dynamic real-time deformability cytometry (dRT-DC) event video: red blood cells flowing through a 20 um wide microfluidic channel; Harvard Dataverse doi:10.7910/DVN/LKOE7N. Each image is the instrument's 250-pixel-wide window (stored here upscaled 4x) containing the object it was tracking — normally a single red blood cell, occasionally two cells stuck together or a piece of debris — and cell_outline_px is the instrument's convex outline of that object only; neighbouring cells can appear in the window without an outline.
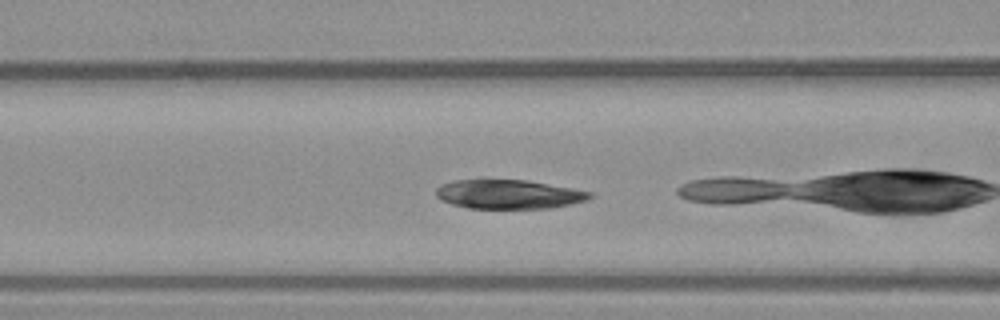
{"species": "common noctule bat (a hibernating species)", "species_latin": "Nyctalus noctula", "temperature_condition": "warm", "stored_images_in_passage": 52, "camera_frame_rate_fps": 3000, "um_per_image_px": 0.085, "animal": {"sex": "male", "body_mass_g": 23.1, "forearm_length_mm": 52.7}, "frame": {"image": 1, "passage_image": 18, "time_ms": 5.667, "image_size_px": [1000, 320], "cell_outline_px": [[592, 196], [588, 200], [572, 204], [552, 208], [468, 208], [452, 204], [440, 200], [436, 196], [436, 188], [440, 184], [452, 180], [524, 180], [572, 188], [592, 192]], "centroid_in_image_um": [43.22, 16.52], "position_along_channel_um": 123.4, "area_um2": 26.07}}
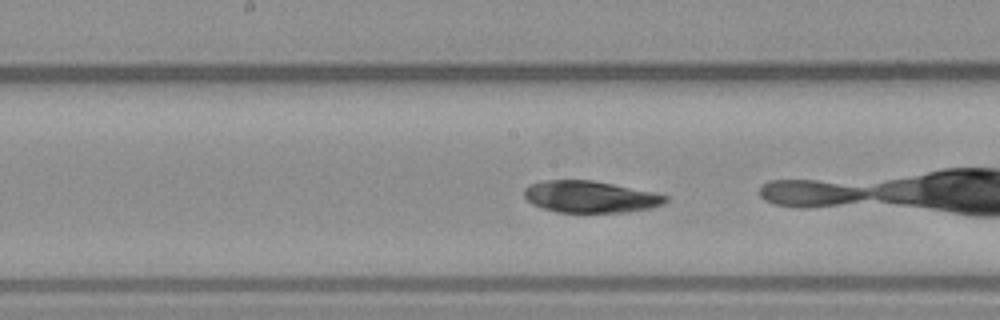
{"frame": {"image": 2, "passage_image": 24, "time_ms": 7.667, "image_size_px": [1000, 320], "cell_outline_px": [[668, 200], [664, 204], [652, 208], [628, 212], [556, 212], [532, 204], [524, 196], [524, 188], [528, 184], [544, 180], [592, 180], [652, 192], [668, 196]], "centroid_in_image_um": [50.16, 16.73], "position_along_channel_um": 198.0, "area_um2": 26.13}, "authors_computed_cell_mechanics": {"area_um2": 26.9637, "velocity_mm_per_s": 3.7269, "shape_relaxation_time_tau1_ms": 5.3257, "shape_relaxation_time_tau2_ms": null, "deformation_change_tau1": 0.144, "deformation_change_tau2": null}}